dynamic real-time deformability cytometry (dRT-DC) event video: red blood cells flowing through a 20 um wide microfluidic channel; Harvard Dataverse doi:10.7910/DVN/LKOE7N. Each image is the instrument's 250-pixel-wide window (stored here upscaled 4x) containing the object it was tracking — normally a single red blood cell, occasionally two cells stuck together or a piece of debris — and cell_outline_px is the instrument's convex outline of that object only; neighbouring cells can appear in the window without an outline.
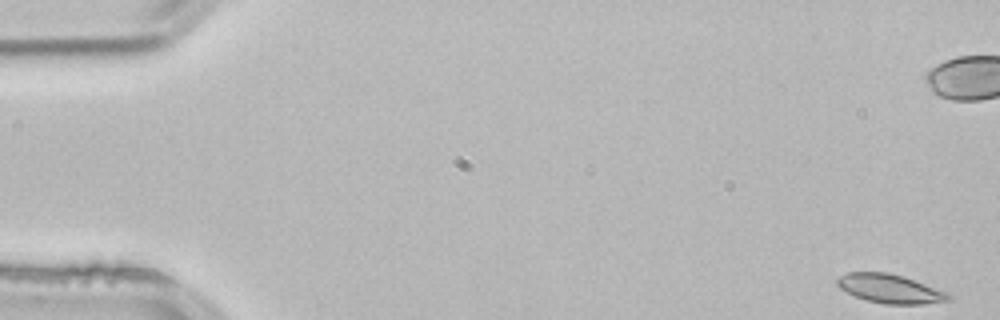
{"species": "common noctule bat (a hibernating species)", "species_latin": "Nyctalus noctula", "temperature_condition": "room temperature", "stored_images_in_passage": 5, "camera_frame_rate_fps": 3000, "um_per_image_px": 0.085, "animal": {"sex": "male", "body_mass_g": 21.5, "forearm_length_mm": 52.0}, "frame": {"image": 1, "passage_image": 1, "time_ms": 0.0, "image_size_px": [1000, 320], "cell_outline_px": [[952, 300], [924, 304], [884, 304], [868, 300], [856, 296], [840, 288], [836, 284], [836, 280], [840, 276], [848, 272], [888, 272], [904, 276], [948, 292], [952, 296]], "centroid_in_image_um": [75.69, 24.53], "position_along_channel_um": 9.3, "area_um2": 18.79}}